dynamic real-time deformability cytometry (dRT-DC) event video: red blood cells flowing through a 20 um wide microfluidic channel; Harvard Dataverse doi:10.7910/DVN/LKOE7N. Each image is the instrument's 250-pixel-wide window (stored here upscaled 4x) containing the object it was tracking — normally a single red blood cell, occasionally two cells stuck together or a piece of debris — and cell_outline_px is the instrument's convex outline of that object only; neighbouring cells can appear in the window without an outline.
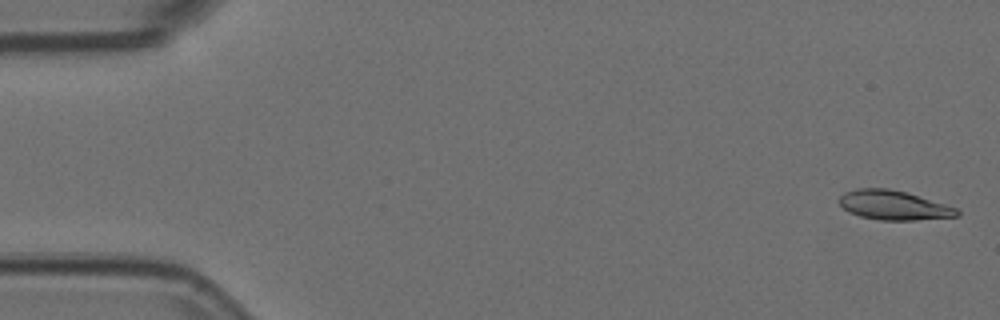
{"species": "Egyptian fruit bat (a non-hibernating species)", "species_latin": "Rousettus aegyptiacus", "temperature_condition": "room temperature", "stored_images_in_passage": 54, "camera_frame_rate_fps": 3000, "um_per_image_px": 0.085, "animal": {"sex": "female"}, "frame": {"image": 1, "passage_image": 2, "time_ms": 0.333, "image_size_px": [1000, 320], "cell_outline_px": [[960, 216], [916, 220], [880, 220], [860, 216], [848, 212], [836, 200], [844, 192], [856, 188], [888, 188], [904, 192], [944, 204], [956, 208], [960, 212]], "centroid_in_image_um": [75.91, 17.44], "position_along_channel_um": 9.1, "area_um2": 20.06}}
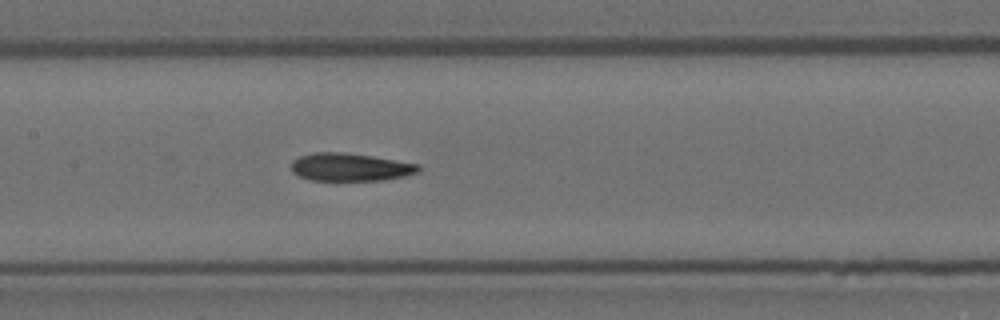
{"frame": {"image": 2, "passage_image": 26, "time_ms": 8.333, "image_size_px": [1000, 320], "cell_outline_px": [[420, 172], [404, 176], [384, 180], [312, 180], [300, 176], [292, 172], [292, 160], [300, 156], [316, 152], [344, 152], [372, 156], [420, 164]], "centroid_in_image_um": [29.79, 14.2], "position_along_channel_um": 177.6, "area_um2": 20.63}}
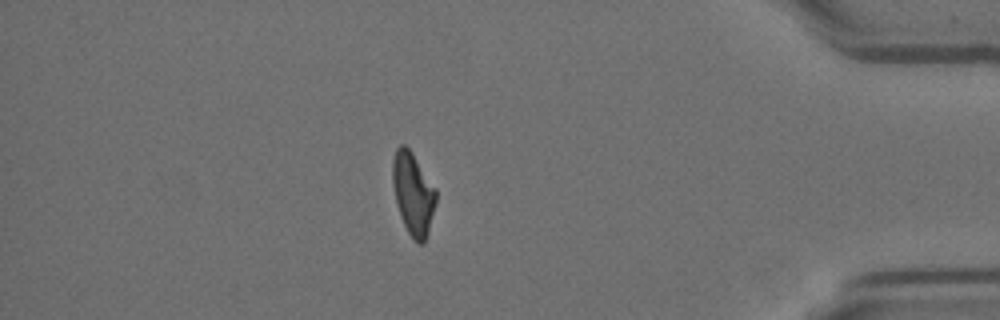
{"frame": {"image": 3, "passage_image": 47, "time_ms": 15.333, "image_size_px": [1000, 320], "cell_outline_px": [[436, 200], [428, 232], [424, 244], [420, 244], [408, 232], [400, 216], [396, 204], [392, 180], [392, 160], [396, 148], [400, 144], [404, 144], [412, 152], [436, 188]], "centroid_in_image_um": [35.1, 16.42], "position_along_channel_um": 400.1, "area_um2": 20.75}, "authors_computed_cell_mechanics": {"area_um2": 21.1548, "velocity_mm_per_s": 3.7601, "shape_relaxation_time_tau1_ms": 7.9133, "shape_relaxation_time_tau2_ms": 2.3858, "deformation_change_tau1": 0.2271, "deformation_change_tau2": 0.1029}}